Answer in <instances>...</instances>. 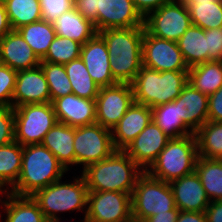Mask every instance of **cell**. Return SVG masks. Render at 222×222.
Instances as JSON below:
<instances>
[{"instance_id": "cell-45", "label": "cell", "mask_w": 222, "mask_h": 222, "mask_svg": "<svg viewBox=\"0 0 222 222\" xmlns=\"http://www.w3.org/2000/svg\"><path fill=\"white\" fill-rule=\"evenodd\" d=\"M205 214L207 222H222V200L210 202Z\"/></svg>"}, {"instance_id": "cell-32", "label": "cell", "mask_w": 222, "mask_h": 222, "mask_svg": "<svg viewBox=\"0 0 222 222\" xmlns=\"http://www.w3.org/2000/svg\"><path fill=\"white\" fill-rule=\"evenodd\" d=\"M67 76L71 83L72 92L82 98L96 99L100 87L91 78L88 70L79 57L64 64Z\"/></svg>"}, {"instance_id": "cell-22", "label": "cell", "mask_w": 222, "mask_h": 222, "mask_svg": "<svg viewBox=\"0 0 222 222\" xmlns=\"http://www.w3.org/2000/svg\"><path fill=\"white\" fill-rule=\"evenodd\" d=\"M178 103L179 117L195 133L208 121V96L187 83L174 100Z\"/></svg>"}, {"instance_id": "cell-40", "label": "cell", "mask_w": 222, "mask_h": 222, "mask_svg": "<svg viewBox=\"0 0 222 222\" xmlns=\"http://www.w3.org/2000/svg\"><path fill=\"white\" fill-rule=\"evenodd\" d=\"M14 126V108L0 107V146L15 141Z\"/></svg>"}, {"instance_id": "cell-12", "label": "cell", "mask_w": 222, "mask_h": 222, "mask_svg": "<svg viewBox=\"0 0 222 222\" xmlns=\"http://www.w3.org/2000/svg\"><path fill=\"white\" fill-rule=\"evenodd\" d=\"M142 65L161 71H188L177 42L150 35L144 30Z\"/></svg>"}, {"instance_id": "cell-25", "label": "cell", "mask_w": 222, "mask_h": 222, "mask_svg": "<svg viewBox=\"0 0 222 222\" xmlns=\"http://www.w3.org/2000/svg\"><path fill=\"white\" fill-rule=\"evenodd\" d=\"M7 193V200L1 204L5 208V222H46L43 212L32 196H18Z\"/></svg>"}, {"instance_id": "cell-10", "label": "cell", "mask_w": 222, "mask_h": 222, "mask_svg": "<svg viewBox=\"0 0 222 222\" xmlns=\"http://www.w3.org/2000/svg\"><path fill=\"white\" fill-rule=\"evenodd\" d=\"M187 5L170 0L144 18L145 30L153 36L177 42L191 26Z\"/></svg>"}, {"instance_id": "cell-34", "label": "cell", "mask_w": 222, "mask_h": 222, "mask_svg": "<svg viewBox=\"0 0 222 222\" xmlns=\"http://www.w3.org/2000/svg\"><path fill=\"white\" fill-rule=\"evenodd\" d=\"M12 30L42 20L39 0H2Z\"/></svg>"}, {"instance_id": "cell-46", "label": "cell", "mask_w": 222, "mask_h": 222, "mask_svg": "<svg viewBox=\"0 0 222 222\" xmlns=\"http://www.w3.org/2000/svg\"><path fill=\"white\" fill-rule=\"evenodd\" d=\"M176 222H207L205 212L180 211Z\"/></svg>"}, {"instance_id": "cell-41", "label": "cell", "mask_w": 222, "mask_h": 222, "mask_svg": "<svg viewBox=\"0 0 222 222\" xmlns=\"http://www.w3.org/2000/svg\"><path fill=\"white\" fill-rule=\"evenodd\" d=\"M207 61H222V27L205 30Z\"/></svg>"}, {"instance_id": "cell-20", "label": "cell", "mask_w": 222, "mask_h": 222, "mask_svg": "<svg viewBox=\"0 0 222 222\" xmlns=\"http://www.w3.org/2000/svg\"><path fill=\"white\" fill-rule=\"evenodd\" d=\"M152 109L133 102L125 115L112 128L111 135L116 150H124L151 122Z\"/></svg>"}, {"instance_id": "cell-16", "label": "cell", "mask_w": 222, "mask_h": 222, "mask_svg": "<svg viewBox=\"0 0 222 222\" xmlns=\"http://www.w3.org/2000/svg\"><path fill=\"white\" fill-rule=\"evenodd\" d=\"M131 27H144V17L132 0H99L98 32Z\"/></svg>"}, {"instance_id": "cell-42", "label": "cell", "mask_w": 222, "mask_h": 222, "mask_svg": "<svg viewBox=\"0 0 222 222\" xmlns=\"http://www.w3.org/2000/svg\"><path fill=\"white\" fill-rule=\"evenodd\" d=\"M74 8L85 19L91 21L98 32L99 0H74Z\"/></svg>"}, {"instance_id": "cell-13", "label": "cell", "mask_w": 222, "mask_h": 222, "mask_svg": "<svg viewBox=\"0 0 222 222\" xmlns=\"http://www.w3.org/2000/svg\"><path fill=\"white\" fill-rule=\"evenodd\" d=\"M95 101L96 123L112 130L134 102L132 85L117 83L102 87Z\"/></svg>"}, {"instance_id": "cell-37", "label": "cell", "mask_w": 222, "mask_h": 222, "mask_svg": "<svg viewBox=\"0 0 222 222\" xmlns=\"http://www.w3.org/2000/svg\"><path fill=\"white\" fill-rule=\"evenodd\" d=\"M82 44L70 38L55 36L48 52L41 61L66 64L80 57Z\"/></svg>"}, {"instance_id": "cell-26", "label": "cell", "mask_w": 222, "mask_h": 222, "mask_svg": "<svg viewBox=\"0 0 222 222\" xmlns=\"http://www.w3.org/2000/svg\"><path fill=\"white\" fill-rule=\"evenodd\" d=\"M188 83L210 96L222 87V61H207L188 70Z\"/></svg>"}, {"instance_id": "cell-31", "label": "cell", "mask_w": 222, "mask_h": 222, "mask_svg": "<svg viewBox=\"0 0 222 222\" xmlns=\"http://www.w3.org/2000/svg\"><path fill=\"white\" fill-rule=\"evenodd\" d=\"M187 8L193 25L204 30L222 27V0H193Z\"/></svg>"}, {"instance_id": "cell-44", "label": "cell", "mask_w": 222, "mask_h": 222, "mask_svg": "<svg viewBox=\"0 0 222 222\" xmlns=\"http://www.w3.org/2000/svg\"><path fill=\"white\" fill-rule=\"evenodd\" d=\"M170 0H132L136 9L145 18L150 12L159 9Z\"/></svg>"}, {"instance_id": "cell-8", "label": "cell", "mask_w": 222, "mask_h": 222, "mask_svg": "<svg viewBox=\"0 0 222 222\" xmlns=\"http://www.w3.org/2000/svg\"><path fill=\"white\" fill-rule=\"evenodd\" d=\"M14 115L15 141L21 146L41 144L58 122L51 102L20 105L14 108Z\"/></svg>"}, {"instance_id": "cell-50", "label": "cell", "mask_w": 222, "mask_h": 222, "mask_svg": "<svg viewBox=\"0 0 222 222\" xmlns=\"http://www.w3.org/2000/svg\"><path fill=\"white\" fill-rule=\"evenodd\" d=\"M2 187L4 188V186L0 183V194L2 193L1 195H3L6 191H8V190H7L8 188H6V189L4 190V189H2ZM1 202H2V200L0 199V203H1Z\"/></svg>"}, {"instance_id": "cell-14", "label": "cell", "mask_w": 222, "mask_h": 222, "mask_svg": "<svg viewBox=\"0 0 222 222\" xmlns=\"http://www.w3.org/2000/svg\"><path fill=\"white\" fill-rule=\"evenodd\" d=\"M171 138L151 122L123 150L143 171L149 169Z\"/></svg>"}, {"instance_id": "cell-29", "label": "cell", "mask_w": 222, "mask_h": 222, "mask_svg": "<svg viewBox=\"0 0 222 222\" xmlns=\"http://www.w3.org/2000/svg\"><path fill=\"white\" fill-rule=\"evenodd\" d=\"M195 172L210 202L222 200V160L198 156Z\"/></svg>"}, {"instance_id": "cell-11", "label": "cell", "mask_w": 222, "mask_h": 222, "mask_svg": "<svg viewBox=\"0 0 222 222\" xmlns=\"http://www.w3.org/2000/svg\"><path fill=\"white\" fill-rule=\"evenodd\" d=\"M84 222H134L131 194L117 191H89Z\"/></svg>"}, {"instance_id": "cell-5", "label": "cell", "mask_w": 222, "mask_h": 222, "mask_svg": "<svg viewBox=\"0 0 222 222\" xmlns=\"http://www.w3.org/2000/svg\"><path fill=\"white\" fill-rule=\"evenodd\" d=\"M198 156L195 133L171 138L146 172L153 178L169 183L193 173Z\"/></svg>"}, {"instance_id": "cell-23", "label": "cell", "mask_w": 222, "mask_h": 222, "mask_svg": "<svg viewBox=\"0 0 222 222\" xmlns=\"http://www.w3.org/2000/svg\"><path fill=\"white\" fill-rule=\"evenodd\" d=\"M75 127L57 122L45 135L42 145L48 148L58 162L68 171L75 164L73 141Z\"/></svg>"}, {"instance_id": "cell-1", "label": "cell", "mask_w": 222, "mask_h": 222, "mask_svg": "<svg viewBox=\"0 0 222 222\" xmlns=\"http://www.w3.org/2000/svg\"><path fill=\"white\" fill-rule=\"evenodd\" d=\"M145 27L101 30L106 43L113 78L118 83L131 84L142 65V39Z\"/></svg>"}, {"instance_id": "cell-4", "label": "cell", "mask_w": 222, "mask_h": 222, "mask_svg": "<svg viewBox=\"0 0 222 222\" xmlns=\"http://www.w3.org/2000/svg\"><path fill=\"white\" fill-rule=\"evenodd\" d=\"M188 83V71H157L142 66L131 83L134 102L154 108L173 102Z\"/></svg>"}, {"instance_id": "cell-18", "label": "cell", "mask_w": 222, "mask_h": 222, "mask_svg": "<svg viewBox=\"0 0 222 222\" xmlns=\"http://www.w3.org/2000/svg\"><path fill=\"white\" fill-rule=\"evenodd\" d=\"M57 121L71 127L96 123L95 99L82 98L74 93L54 99L52 102Z\"/></svg>"}, {"instance_id": "cell-6", "label": "cell", "mask_w": 222, "mask_h": 222, "mask_svg": "<svg viewBox=\"0 0 222 222\" xmlns=\"http://www.w3.org/2000/svg\"><path fill=\"white\" fill-rule=\"evenodd\" d=\"M58 180L45 188L37 190L32 198L38 203L46 219L56 218L58 212L83 211L87 214L88 188L83 175L72 183ZM86 209H85V208ZM85 209V211L83 210Z\"/></svg>"}, {"instance_id": "cell-30", "label": "cell", "mask_w": 222, "mask_h": 222, "mask_svg": "<svg viewBox=\"0 0 222 222\" xmlns=\"http://www.w3.org/2000/svg\"><path fill=\"white\" fill-rule=\"evenodd\" d=\"M152 120L170 138L194 134L179 117L175 101L152 108Z\"/></svg>"}, {"instance_id": "cell-19", "label": "cell", "mask_w": 222, "mask_h": 222, "mask_svg": "<svg viewBox=\"0 0 222 222\" xmlns=\"http://www.w3.org/2000/svg\"><path fill=\"white\" fill-rule=\"evenodd\" d=\"M169 185L180 211L205 212L210 199L195 171L169 182Z\"/></svg>"}, {"instance_id": "cell-9", "label": "cell", "mask_w": 222, "mask_h": 222, "mask_svg": "<svg viewBox=\"0 0 222 222\" xmlns=\"http://www.w3.org/2000/svg\"><path fill=\"white\" fill-rule=\"evenodd\" d=\"M75 164L88 165L111 156L115 151L111 130L100 124L75 127Z\"/></svg>"}, {"instance_id": "cell-47", "label": "cell", "mask_w": 222, "mask_h": 222, "mask_svg": "<svg viewBox=\"0 0 222 222\" xmlns=\"http://www.w3.org/2000/svg\"><path fill=\"white\" fill-rule=\"evenodd\" d=\"M180 210L176 207L166 213L150 216L142 222H176Z\"/></svg>"}, {"instance_id": "cell-24", "label": "cell", "mask_w": 222, "mask_h": 222, "mask_svg": "<svg viewBox=\"0 0 222 222\" xmlns=\"http://www.w3.org/2000/svg\"><path fill=\"white\" fill-rule=\"evenodd\" d=\"M52 25L56 35L70 38L82 45L98 33L94 24L75 8L62 13Z\"/></svg>"}, {"instance_id": "cell-38", "label": "cell", "mask_w": 222, "mask_h": 222, "mask_svg": "<svg viewBox=\"0 0 222 222\" xmlns=\"http://www.w3.org/2000/svg\"><path fill=\"white\" fill-rule=\"evenodd\" d=\"M17 71L0 63V107H12Z\"/></svg>"}, {"instance_id": "cell-7", "label": "cell", "mask_w": 222, "mask_h": 222, "mask_svg": "<svg viewBox=\"0 0 222 222\" xmlns=\"http://www.w3.org/2000/svg\"><path fill=\"white\" fill-rule=\"evenodd\" d=\"M131 198L134 222L176 208L169 183L153 178L146 171L138 177Z\"/></svg>"}, {"instance_id": "cell-28", "label": "cell", "mask_w": 222, "mask_h": 222, "mask_svg": "<svg viewBox=\"0 0 222 222\" xmlns=\"http://www.w3.org/2000/svg\"><path fill=\"white\" fill-rule=\"evenodd\" d=\"M35 55L41 61L48 52L56 33L52 23L40 20L17 29Z\"/></svg>"}, {"instance_id": "cell-15", "label": "cell", "mask_w": 222, "mask_h": 222, "mask_svg": "<svg viewBox=\"0 0 222 222\" xmlns=\"http://www.w3.org/2000/svg\"><path fill=\"white\" fill-rule=\"evenodd\" d=\"M51 102L49 86L40 65L17 71L12 107Z\"/></svg>"}, {"instance_id": "cell-27", "label": "cell", "mask_w": 222, "mask_h": 222, "mask_svg": "<svg viewBox=\"0 0 222 222\" xmlns=\"http://www.w3.org/2000/svg\"><path fill=\"white\" fill-rule=\"evenodd\" d=\"M177 44L189 68L207 62V38L201 27L191 24Z\"/></svg>"}, {"instance_id": "cell-51", "label": "cell", "mask_w": 222, "mask_h": 222, "mask_svg": "<svg viewBox=\"0 0 222 222\" xmlns=\"http://www.w3.org/2000/svg\"><path fill=\"white\" fill-rule=\"evenodd\" d=\"M59 220H60V218L56 217V218H52V219H46V222H60Z\"/></svg>"}, {"instance_id": "cell-33", "label": "cell", "mask_w": 222, "mask_h": 222, "mask_svg": "<svg viewBox=\"0 0 222 222\" xmlns=\"http://www.w3.org/2000/svg\"><path fill=\"white\" fill-rule=\"evenodd\" d=\"M195 136L199 156L222 160V122L207 121Z\"/></svg>"}, {"instance_id": "cell-35", "label": "cell", "mask_w": 222, "mask_h": 222, "mask_svg": "<svg viewBox=\"0 0 222 222\" xmlns=\"http://www.w3.org/2000/svg\"><path fill=\"white\" fill-rule=\"evenodd\" d=\"M22 168V146L13 141L0 146V183L3 186H13Z\"/></svg>"}, {"instance_id": "cell-48", "label": "cell", "mask_w": 222, "mask_h": 222, "mask_svg": "<svg viewBox=\"0 0 222 222\" xmlns=\"http://www.w3.org/2000/svg\"><path fill=\"white\" fill-rule=\"evenodd\" d=\"M12 30L5 5L2 0H0V40Z\"/></svg>"}, {"instance_id": "cell-17", "label": "cell", "mask_w": 222, "mask_h": 222, "mask_svg": "<svg viewBox=\"0 0 222 222\" xmlns=\"http://www.w3.org/2000/svg\"><path fill=\"white\" fill-rule=\"evenodd\" d=\"M80 58L91 78L100 88L118 83L111 73L106 43L98 33L82 45Z\"/></svg>"}, {"instance_id": "cell-36", "label": "cell", "mask_w": 222, "mask_h": 222, "mask_svg": "<svg viewBox=\"0 0 222 222\" xmlns=\"http://www.w3.org/2000/svg\"><path fill=\"white\" fill-rule=\"evenodd\" d=\"M40 67L43 70L49 86L51 102L54 99L73 93L71 83L63 64L40 61Z\"/></svg>"}, {"instance_id": "cell-39", "label": "cell", "mask_w": 222, "mask_h": 222, "mask_svg": "<svg viewBox=\"0 0 222 222\" xmlns=\"http://www.w3.org/2000/svg\"><path fill=\"white\" fill-rule=\"evenodd\" d=\"M42 20L53 23L62 13L74 8V0H39Z\"/></svg>"}, {"instance_id": "cell-21", "label": "cell", "mask_w": 222, "mask_h": 222, "mask_svg": "<svg viewBox=\"0 0 222 222\" xmlns=\"http://www.w3.org/2000/svg\"><path fill=\"white\" fill-rule=\"evenodd\" d=\"M0 63L15 71L32 69L40 60L17 30H11L0 40Z\"/></svg>"}, {"instance_id": "cell-3", "label": "cell", "mask_w": 222, "mask_h": 222, "mask_svg": "<svg viewBox=\"0 0 222 222\" xmlns=\"http://www.w3.org/2000/svg\"><path fill=\"white\" fill-rule=\"evenodd\" d=\"M144 171L123 151L88 165L82 171L88 191H117L132 195Z\"/></svg>"}, {"instance_id": "cell-2", "label": "cell", "mask_w": 222, "mask_h": 222, "mask_svg": "<svg viewBox=\"0 0 222 222\" xmlns=\"http://www.w3.org/2000/svg\"><path fill=\"white\" fill-rule=\"evenodd\" d=\"M66 171L55 155L42 144L22 146L21 172L10 193L32 196L37 190L61 180Z\"/></svg>"}, {"instance_id": "cell-43", "label": "cell", "mask_w": 222, "mask_h": 222, "mask_svg": "<svg viewBox=\"0 0 222 222\" xmlns=\"http://www.w3.org/2000/svg\"><path fill=\"white\" fill-rule=\"evenodd\" d=\"M208 121L222 122V87L208 96Z\"/></svg>"}, {"instance_id": "cell-49", "label": "cell", "mask_w": 222, "mask_h": 222, "mask_svg": "<svg viewBox=\"0 0 222 222\" xmlns=\"http://www.w3.org/2000/svg\"><path fill=\"white\" fill-rule=\"evenodd\" d=\"M174 1L180 2V3L184 4V5H187L188 3H190L193 0H174Z\"/></svg>"}]
</instances>
